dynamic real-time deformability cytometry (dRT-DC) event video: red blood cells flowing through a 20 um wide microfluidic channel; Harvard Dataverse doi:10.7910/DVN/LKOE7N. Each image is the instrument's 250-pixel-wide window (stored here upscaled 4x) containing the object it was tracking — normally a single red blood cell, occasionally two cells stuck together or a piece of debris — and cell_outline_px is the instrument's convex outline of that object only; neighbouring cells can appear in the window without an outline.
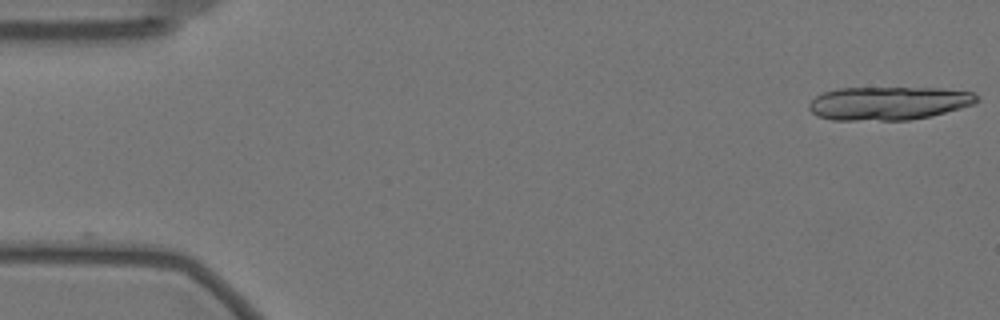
{"species": "Egyptian fruit bat (a non-hibernating species)", "species_latin": "Rousettus aegyptiacus", "temperature_condition": "warm", "stored_images_in_passage": 18, "camera_frame_rate_fps": 3000, "um_per_image_px": 0.085, "animal": {"sex": "female"}, "frame": {"image": 1, "passage_image": 1, "time_ms": 0.0, "image_size_px": [1000, 320], "cell_outline_px": [[980, 100], [976, 104], [928, 116], [908, 120], [832, 120], [816, 116], [808, 108], [808, 104], [816, 96], [824, 92], [836, 88], [944, 88], [972, 92], [980, 96]], "centroid_in_image_um": [75.53, 8.77], "position_along_channel_um": 9.5, "area_um2": 32.83}}